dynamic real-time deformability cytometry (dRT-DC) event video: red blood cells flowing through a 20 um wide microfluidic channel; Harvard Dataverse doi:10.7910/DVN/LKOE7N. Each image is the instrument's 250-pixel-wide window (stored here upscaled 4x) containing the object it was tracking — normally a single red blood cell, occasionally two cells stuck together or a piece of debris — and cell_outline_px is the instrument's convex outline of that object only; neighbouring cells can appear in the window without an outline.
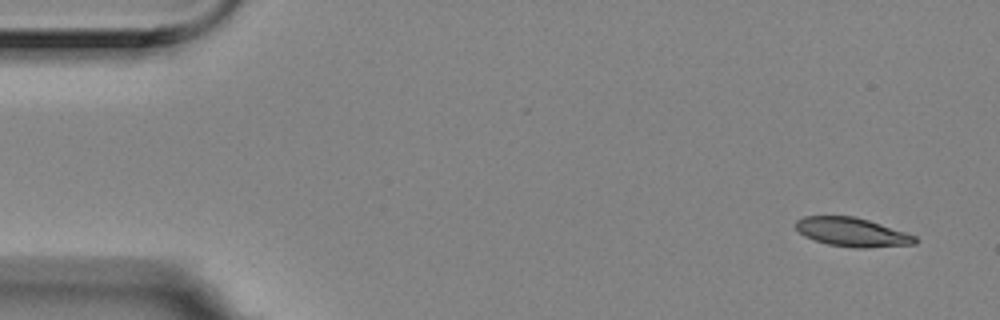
{"species": "Egyptian fruit bat (a non-hibernating species)", "species_latin": "Rousettus aegyptiacus", "temperature_condition": "room temperature", "stored_images_in_passage": 5, "camera_frame_rate_fps": 3000, "um_per_image_px": 0.085, "animal": {"sex": "female"}, "frame": {"image": 1, "passage_image": 1, "time_ms": 0.0, "image_size_px": [1000, 320], "cell_outline_px": [[916, 244], [864, 248], [856, 248], [828, 244], [804, 236], [796, 228], [796, 220], [804, 216], [856, 216], [916, 236]], "centroid_in_image_um": [72.41, 19.73], "position_along_channel_um": 12.6, "area_um2": 19.83}}
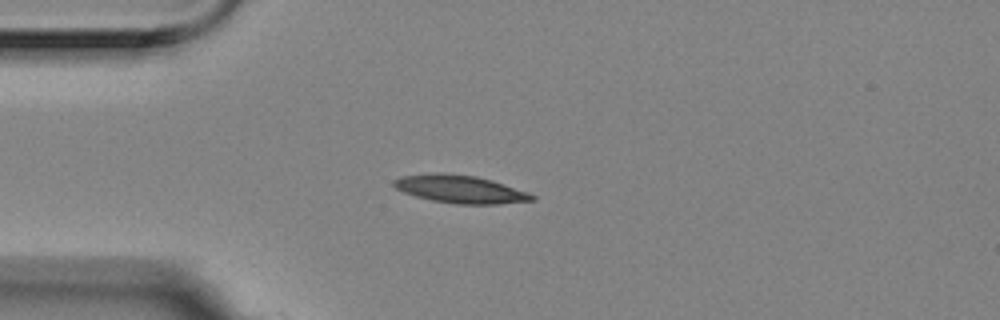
{"frame": {"image": 2, "passage_image": 4, "time_ms": 1.0, "image_size_px": [1000, 320], "cell_outline_px": [[536, 200], [500, 204], [456, 204], [432, 200], [416, 196], [404, 192], [396, 188], [392, 184], [392, 180], [400, 176], [432, 172], [440, 172], [476, 176], [492, 180], [528, 192], [536, 196]], "centroid_in_image_um": [39.11, 16.07], "position_along_channel_um": 45.9, "area_um2": 22.6}}